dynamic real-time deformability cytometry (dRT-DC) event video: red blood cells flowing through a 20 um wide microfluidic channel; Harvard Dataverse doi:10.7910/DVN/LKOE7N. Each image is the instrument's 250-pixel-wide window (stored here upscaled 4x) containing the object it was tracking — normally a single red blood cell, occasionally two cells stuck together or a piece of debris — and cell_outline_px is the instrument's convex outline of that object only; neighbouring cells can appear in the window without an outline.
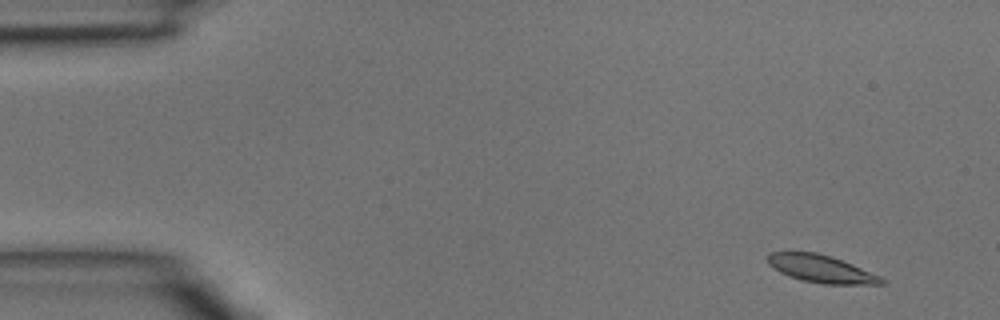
{"species": "common noctule bat (a hibernating species)", "species_latin": "Nyctalus noctula", "temperature_condition": "room temperature", "stored_images_in_passage": 4, "camera_frame_rate_fps": 3000, "um_per_image_px": 0.085, "animal": {"sex": "male", "body_mass_g": 15.6}, "frame": {"image": 1, "passage_image": 1, "time_ms": 0.0, "image_size_px": [1000, 320], "cell_outline_px": [[884, 284], [824, 284], [804, 280], [788, 276], [780, 272], [768, 264], [764, 256], [768, 252], [816, 252], [832, 256], [852, 264], [880, 276], [884, 280]], "centroid_in_image_um": [69.74, 22.83], "position_along_channel_um": 15.3, "area_um2": 18.26}}